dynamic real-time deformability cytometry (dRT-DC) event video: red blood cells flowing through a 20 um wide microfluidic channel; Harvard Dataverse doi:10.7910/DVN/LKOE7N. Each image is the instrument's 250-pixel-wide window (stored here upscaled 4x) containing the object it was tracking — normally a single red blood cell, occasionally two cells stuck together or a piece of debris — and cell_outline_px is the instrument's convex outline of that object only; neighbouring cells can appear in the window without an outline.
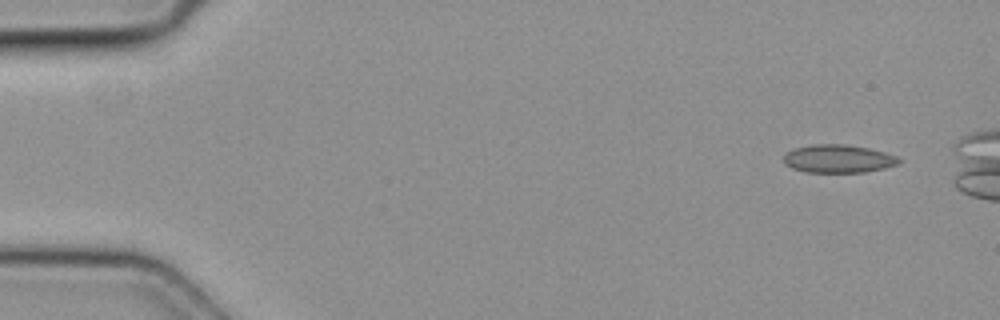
{"species": "common noctule bat (a hibernating species)", "species_latin": "Nyctalus noctula", "temperature_condition": "cold", "stored_images_in_passage": 4, "camera_frame_rate_fps": 3000, "um_per_image_px": 0.085, "animal": {"sex": "female", "body_mass_g": 19.3, "forearm_length_mm": 54.1}, "frame": {"image": 1, "passage_image": 1, "time_ms": 0.0, "image_size_px": [1000, 320], "cell_outline_px": [[900, 160], [896, 164], [884, 168], [864, 172], [804, 172], [792, 168], [784, 164], [784, 152], [796, 148], [812, 144], [844, 144], [868, 148], [884, 152], [896, 156]], "centroid_in_image_um": [71.19, 13.49], "position_along_channel_um": 13.8, "area_um2": 18.79}}